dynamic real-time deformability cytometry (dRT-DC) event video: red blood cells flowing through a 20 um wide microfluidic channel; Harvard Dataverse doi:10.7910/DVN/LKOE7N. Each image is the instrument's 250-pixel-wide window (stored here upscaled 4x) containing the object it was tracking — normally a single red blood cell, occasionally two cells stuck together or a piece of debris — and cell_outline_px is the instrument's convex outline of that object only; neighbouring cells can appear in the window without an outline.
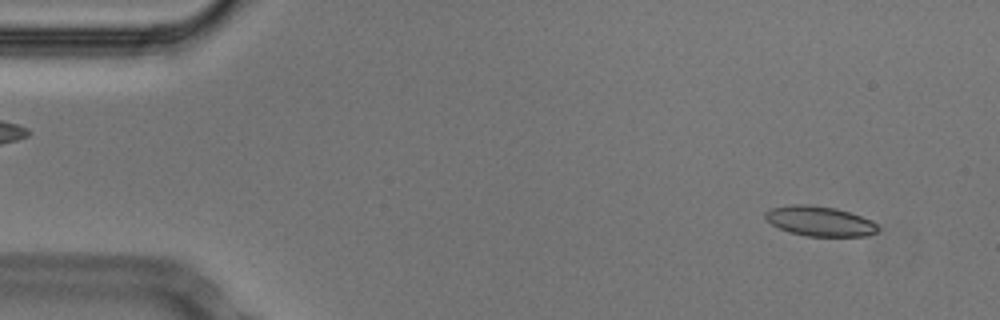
{"species": "Egyptian fruit bat (a non-hibernating species)", "species_latin": "Rousettus aegyptiacus", "temperature_condition": "cold", "stored_images_in_passage": 53, "camera_frame_rate_fps": 3000, "um_per_image_px": 0.085, "animal": {"sex": "male"}, "frame": {"image": 1, "passage_image": 4, "time_ms": 1.0, "image_size_px": [1000, 320], "cell_outline_px": [[880, 228], [876, 232], [864, 236], [804, 236], [788, 232], [772, 224], [764, 216], [764, 212], [772, 208], [788, 204], [808, 204], [836, 208], [872, 220]], "centroid_in_image_um": [69.66, 18.79], "position_along_channel_um": 15.3, "area_um2": 19.65}}
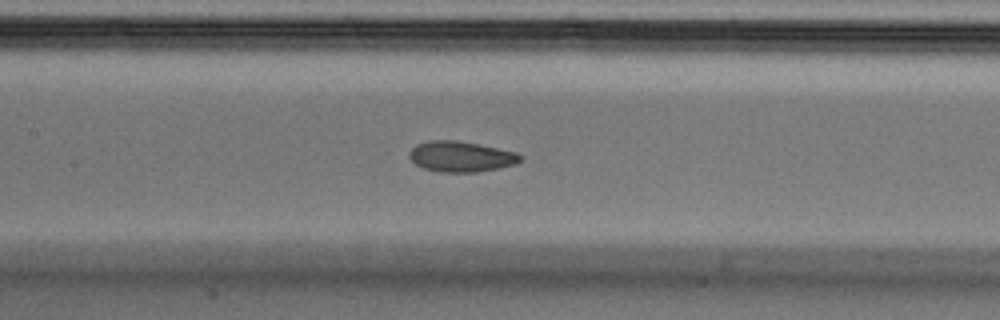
{"frame": {"image": 2, "passage_image": 24, "time_ms": 7.667, "image_size_px": [1000, 320], "cell_outline_px": [[524, 160], [516, 164], [500, 168], [476, 172], [440, 172], [424, 168], [416, 164], [408, 156], [408, 152], [416, 144], [428, 140], [456, 140], [516, 152], [524, 156]], "centroid_in_image_um": [39.2, 13.31], "position_along_channel_um": 168.2, "area_um2": 19.88}}
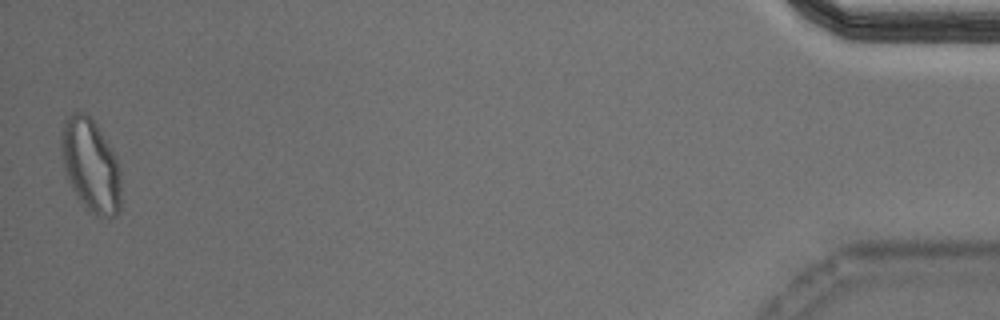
{"frame": {"image": 3, "passage_image": 52, "time_ms": 17.0, "image_size_px": [1000, 320], "cell_outline_px": [[120, 212], [116, 216], [108, 220], [96, 216], [88, 212], [68, 180], [64, 172], [60, 148], [60, 132], [64, 120], [72, 112], [84, 112], [96, 124], [116, 156], [120, 168]], "centroid_in_image_um": [7.71, 14.09], "position_along_channel_um": 427.5, "area_um2": 32.89}, "authors_computed_cell_mechanics": {"area_um2": 20.23, "velocity_mm_per_s": 3.7513, "shape_relaxation_time_tau1_ms": 9.3206, "shape_relaxation_time_tau2_ms": 1.5611, "deformation_change_tau1": 0.2056, "deformation_change_tau2": 0.0652}}